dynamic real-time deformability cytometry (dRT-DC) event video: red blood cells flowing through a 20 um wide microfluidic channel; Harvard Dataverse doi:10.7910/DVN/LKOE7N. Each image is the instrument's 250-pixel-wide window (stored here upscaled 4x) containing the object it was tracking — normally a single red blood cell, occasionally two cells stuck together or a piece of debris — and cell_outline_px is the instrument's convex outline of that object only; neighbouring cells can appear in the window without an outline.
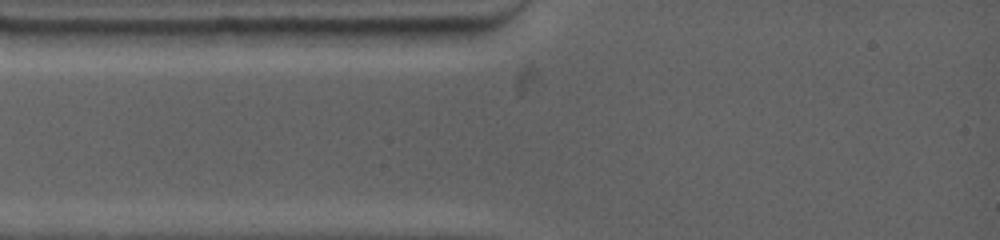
{"species": "common noctule bat (a hibernating species)", "species_latin": "Nyctalus noctula", "temperature_condition": "warm", "stored_images_in_passage": 1, "camera_frame_rate_fps": 4500, "um_per_image_px": 0.085, "animal": {"sex": "female", "body_mass_g": 19.0, "forearm_length_mm": 53.3}, "frame": {"image": 1, "passage_image": 1, "time_ms": 0.0, "image_size_px": [1000, 240], "cell_outline_px": [[268, 44], [196, 44], [136, 32], [220, 28], [264, 28]], "centroid_in_image_um": [18.31, 3.05], "position_along_channel_um": 66.7, "area_um2": 11.21}}